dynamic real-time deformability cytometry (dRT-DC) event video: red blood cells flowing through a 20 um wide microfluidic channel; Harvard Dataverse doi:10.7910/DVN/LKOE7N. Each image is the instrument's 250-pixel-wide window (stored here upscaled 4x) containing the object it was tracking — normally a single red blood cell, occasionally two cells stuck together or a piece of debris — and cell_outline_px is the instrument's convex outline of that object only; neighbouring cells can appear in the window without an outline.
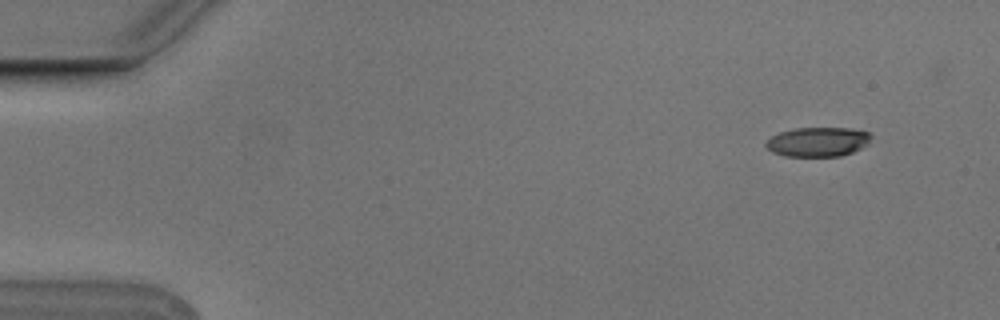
{"species": "Egyptian fruit bat (a non-hibernating species)", "species_latin": "Rousettus aegyptiacus", "temperature_condition": "cold", "stored_images_in_passage": 6, "camera_frame_rate_fps": 3000, "um_per_image_px": 0.085, "animal": {"sex": "male"}, "frame": {"image": 1, "passage_image": 2, "time_ms": 0.333, "image_size_px": [1000, 320], "cell_outline_px": [[872, 136], [868, 144], [852, 152], [840, 156], [784, 156], [772, 152], [764, 144], [764, 140], [780, 132], [796, 128], [852, 128], [872, 132]], "centroid_in_image_um": [69.53, 12.05], "position_along_channel_um": 15.5, "area_um2": 18.21}}
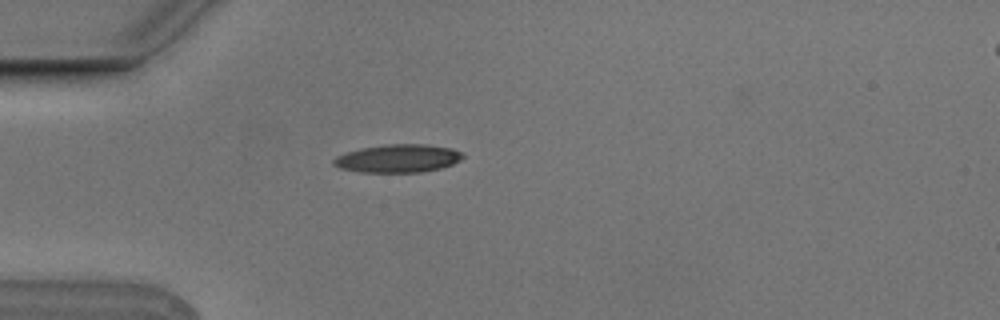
{"frame": {"image": 2, "passage_image": 5, "time_ms": 1.333, "image_size_px": [1000, 320], "cell_outline_px": [[464, 156], [460, 160], [452, 164], [440, 168], [420, 172], [360, 172], [340, 168], [332, 164], [332, 160], [336, 156], [348, 152], [364, 148], [388, 144], [428, 144], [452, 148], [460, 152]], "centroid_in_image_um": [33.83, 13.46], "position_along_channel_um": 51.2, "area_um2": 20.98}}